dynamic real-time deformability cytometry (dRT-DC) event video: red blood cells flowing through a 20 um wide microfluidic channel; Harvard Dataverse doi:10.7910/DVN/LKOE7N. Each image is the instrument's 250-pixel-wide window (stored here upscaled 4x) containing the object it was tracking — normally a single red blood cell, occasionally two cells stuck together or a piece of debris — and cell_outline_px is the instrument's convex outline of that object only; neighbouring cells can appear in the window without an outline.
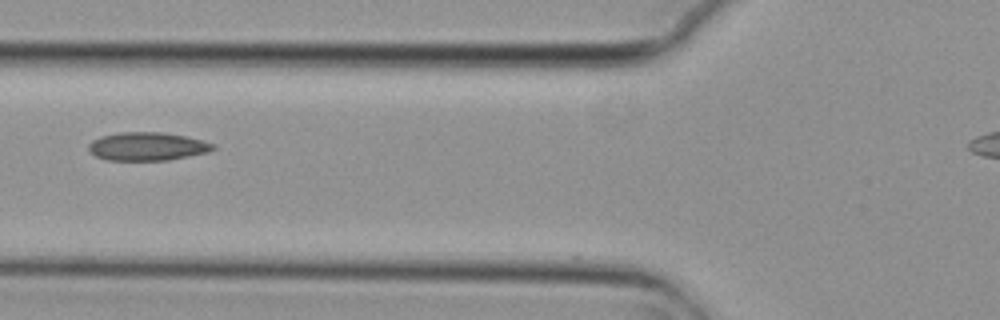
{"species": "common noctule bat (a hibernating species)", "species_latin": "Nyctalus noctula", "temperature_condition": "cold", "stored_images_in_passage": 5, "camera_frame_rate_fps": 3000, "um_per_image_px": 0.085, "animal": {"sex": "female", "body_mass_g": 29.2, "forearm_length_mm": 56.3}, "frame": {"image": 1, "passage_image": 2, "time_ms": 0.333, "image_size_px": [1000, 320], "cell_outline_px": [[216, 148], [208, 152], [168, 160], [108, 160], [96, 156], [88, 148], [88, 144], [92, 140], [100, 136], [120, 132], [160, 132], [184, 136], [216, 144]], "centroid_in_image_um": [12.51, 12.44], "position_along_channel_um": 113.3, "area_um2": 20.4}}
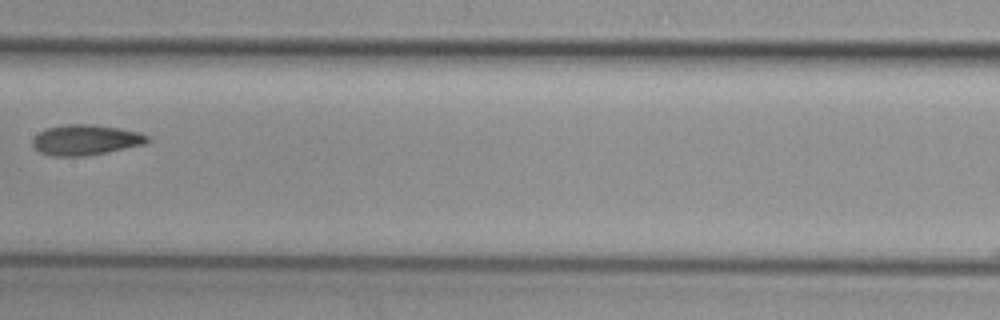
{"frame": {"image": 2, "passage_image": 4, "time_ms": 1.0, "image_size_px": [1000, 320], "cell_outline_px": [[152, 140], [144, 144], [84, 156], [52, 156], [40, 152], [32, 144], [32, 140], [40, 132], [48, 128], [68, 124], [92, 124], [120, 128], [140, 132], [148, 136]], "centroid_in_image_um": [7.3, 11.88], "position_along_channel_um": 200.1, "area_um2": 20.11}}
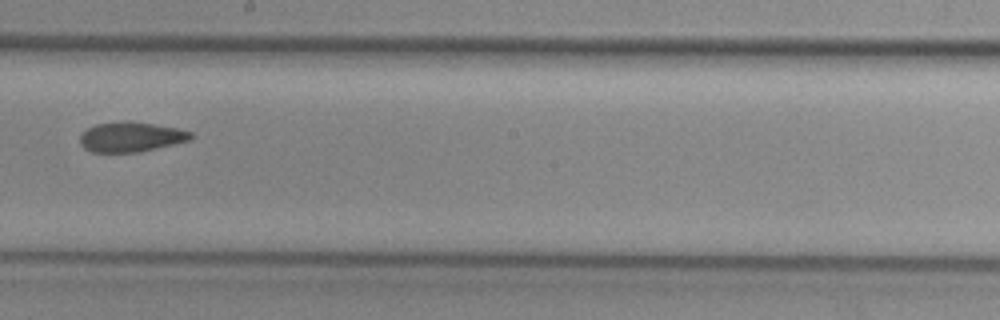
{"frame": {"image": 3, "passage_image": 5, "time_ms": 1.333, "image_size_px": [1000, 320], "cell_outline_px": [[192, 140], [140, 152], [92, 152], [84, 148], [80, 144], [80, 132], [96, 124], [120, 120], [124, 120], [152, 124], [176, 128], [192, 132]], "centroid_in_image_um": [11.1, 11.63], "position_along_channel_um": 237.1, "area_um2": 19.48}}